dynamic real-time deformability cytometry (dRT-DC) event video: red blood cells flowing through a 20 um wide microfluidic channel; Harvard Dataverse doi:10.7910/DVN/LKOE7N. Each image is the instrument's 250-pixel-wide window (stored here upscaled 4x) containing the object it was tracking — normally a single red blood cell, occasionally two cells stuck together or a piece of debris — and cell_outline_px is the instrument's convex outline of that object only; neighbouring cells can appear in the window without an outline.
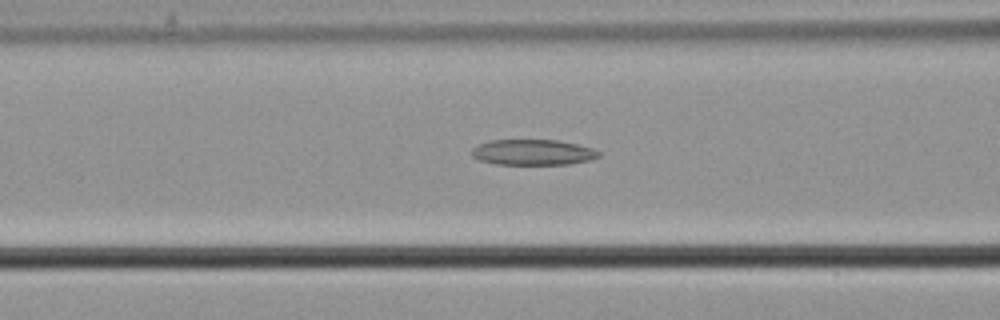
{"species": "common noctule bat (a hibernating species)", "species_latin": "Nyctalus noctula", "temperature_condition": "cold", "stored_images_in_passage": 45, "camera_frame_rate_fps": 3000, "um_per_image_px": 0.085, "animal": {"sex": "male", "body_mass_g": 21.5, "forearm_length_mm": 52.0}, "frame": {"image": 1, "passage_image": 12, "time_ms": 3.667, "image_size_px": [1000, 320], "cell_outline_px": [[600, 156], [592, 160], [568, 164], [496, 164], [480, 160], [472, 156], [472, 148], [480, 144], [492, 140], [556, 140], [576, 144], [592, 148], [600, 152]], "centroid_in_image_um": [45.32, 12.95], "position_along_channel_um": 121.3, "area_um2": 18.84}}
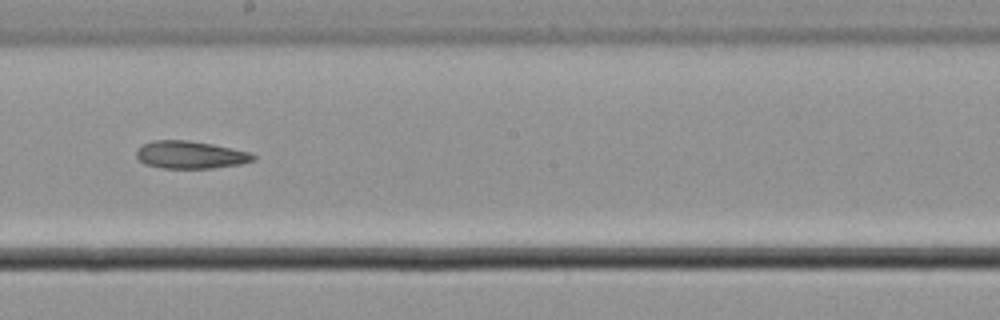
{"frame": {"image": 2, "passage_image": 21, "time_ms": 6.667, "image_size_px": [1000, 320], "cell_outline_px": [[256, 160], [240, 164], [212, 168], [164, 168], [144, 164], [136, 156], [136, 152], [144, 144], [152, 140], [188, 140], [212, 144], [252, 152], [256, 156]], "centroid_in_image_um": [16.22, 13.16], "position_along_channel_um": 232.0, "area_um2": 18.79}}
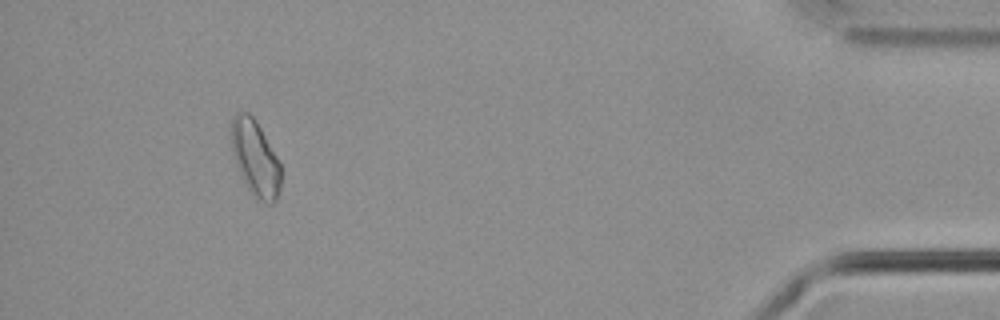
{"frame": {"image": 3, "passage_image": 41, "time_ms": 13.333, "image_size_px": [1000, 320], "cell_outline_px": [[280, 188], [276, 200], [272, 204], [268, 204], [260, 200], [248, 188], [236, 164], [232, 152], [228, 128], [232, 116], [236, 112], [248, 112], [252, 116], [260, 128], [276, 156], [280, 164]], "centroid_in_image_um": [21.65, 13.39], "position_along_channel_um": 413.6, "area_um2": 21.79}}